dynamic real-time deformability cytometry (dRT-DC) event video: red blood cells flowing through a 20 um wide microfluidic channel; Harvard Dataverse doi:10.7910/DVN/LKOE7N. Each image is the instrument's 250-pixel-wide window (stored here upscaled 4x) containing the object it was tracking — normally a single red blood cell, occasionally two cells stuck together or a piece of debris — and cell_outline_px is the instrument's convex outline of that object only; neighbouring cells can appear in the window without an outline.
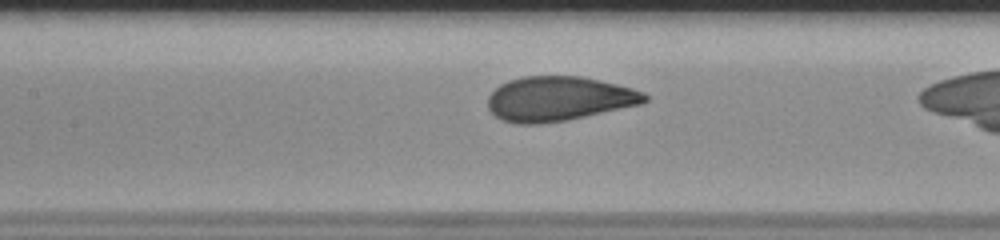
{"species": "human", "species_latin": "Homo sapiens", "temperature_condition": "room temperature", "stored_images_in_passage": 25, "camera_frame_rate_fps": 3000, "um_per_image_px": 0.085, "donor": {"sex": "male"}, "frame": {"image": 1, "passage_image": 8, "time_ms": 2.333, "image_size_px": [1000, 240], "cell_outline_px": [[648, 100], [644, 104], [568, 120], [540, 124], [516, 124], [500, 120], [488, 108], [488, 96], [500, 84], [508, 80], [524, 76], [580, 76], [616, 84], [632, 88], [644, 92], [648, 96]], "centroid_in_image_um": [47.5, 8.4], "position_along_channel_um": 159.9, "area_um2": 41.04}}
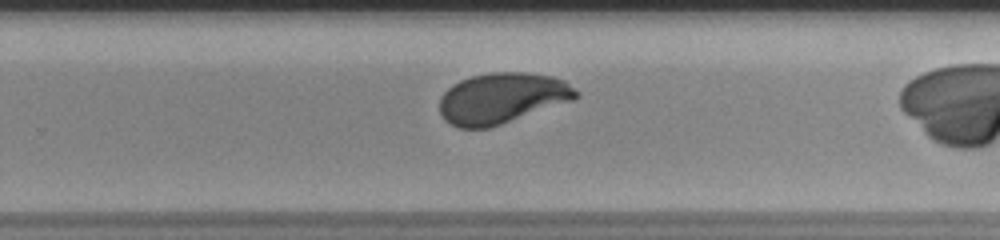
{"frame": {"image": 2, "passage_image": 18, "time_ms": 5.667, "image_size_px": [1000, 240], "cell_outline_px": [[580, 96], [572, 100], [488, 128], [460, 128], [444, 120], [440, 112], [440, 96], [452, 84], [460, 80], [472, 76], [492, 72], [524, 72], [552, 76], [564, 80], [580, 92]], "centroid_in_image_um": [42.66, 8.33], "position_along_channel_um": 287.1, "area_um2": 40.11}}